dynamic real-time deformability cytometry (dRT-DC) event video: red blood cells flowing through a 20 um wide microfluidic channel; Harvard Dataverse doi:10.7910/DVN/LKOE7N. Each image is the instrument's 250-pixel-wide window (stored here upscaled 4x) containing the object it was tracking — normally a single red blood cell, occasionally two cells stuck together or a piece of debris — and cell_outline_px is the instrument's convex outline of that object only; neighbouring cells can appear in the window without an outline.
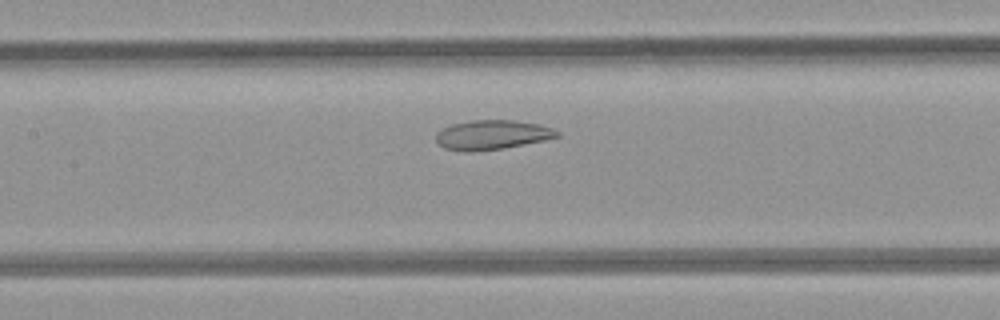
{"species": "common noctule bat (a hibernating species)", "species_latin": "Nyctalus noctula", "temperature_condition": "room temperature", "stored_images_in_passage": 5, "segment_of_instrument_passage": [1, 2], "camera_frame_rate_fps": 3000, "um_per_image_px": 0.085, "animal": {"sex": "female", "body_mass_g": 21.9}, "frame": {"image": 1, "passage_image": 4, "time_ms": 3.333, "image_size_px": [1000, 320], "cell_outline_px": [[560, 136], [544, 140], [504, 148], [476, 152], [468, 152], [444, 148], [436, 140], [436, 132], [452, 124], [472, 120], [512, 120], [540, 124], [552, 128], [560, 132]], "centroid_in_image_um": [41.84, 11.46], "position_along_channel_um": 165.6, "area_um2": 20.81}}